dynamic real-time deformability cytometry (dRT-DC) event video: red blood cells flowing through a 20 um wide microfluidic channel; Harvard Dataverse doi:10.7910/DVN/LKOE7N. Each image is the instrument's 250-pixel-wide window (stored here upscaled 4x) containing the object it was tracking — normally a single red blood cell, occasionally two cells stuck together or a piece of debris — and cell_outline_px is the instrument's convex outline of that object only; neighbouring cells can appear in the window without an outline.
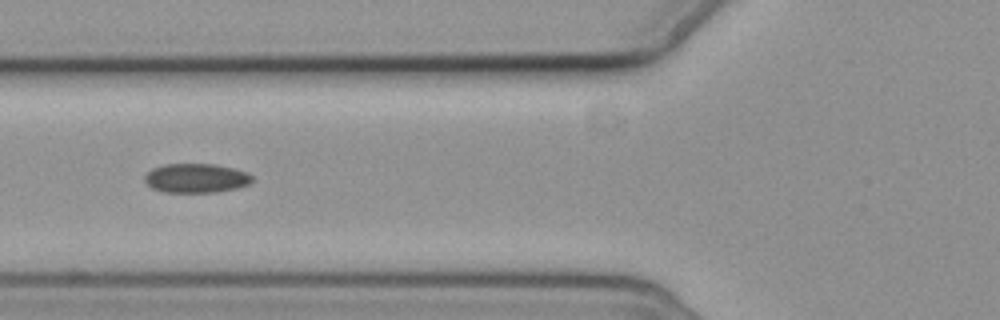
{"species": "common noctule bat (a hibernating species)", "species_latin": "Nyctalus noctula", "temperature_condition": "cold", "stored_images_in_passage": 6, "camera_frame_rate_fps": 3000, "um_per_image_px": 0.085, "animal": {"sex": "female", "body_mass_g": 19.3, "forearm_length_mm": 54.1}, "frame": {"image": 1, "passage_image": 5, "time_ms": 4.333, "image_size_px": [1000, 320], "cell_outline_px": [[252, 180], [248, 184], [236, 188], [216, 192], [164, 192], [152, 188], [144, 180], [144, 176], [152, 168], [164, 164], [212, 164], [232, 168], [248, 172], [252, 176]], "centroid_in_image_um": [16.65, 15.14], "position_along_channel_um": 109.2, "area_um2": 18.21}}
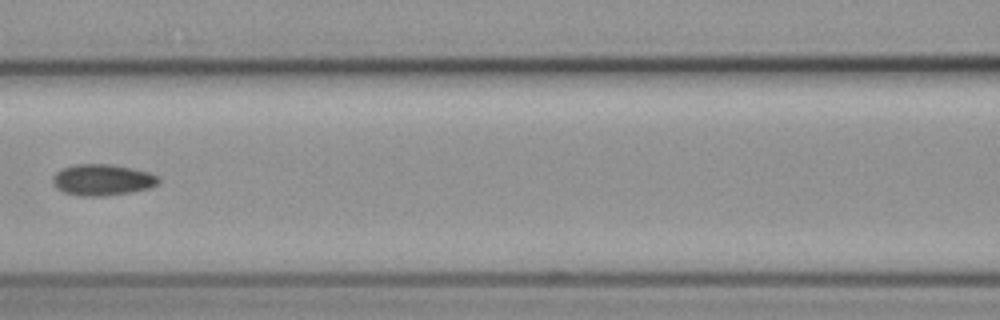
{"frame": {"image": 2, "passage_image": 6, "time_ms": 5.667, "image_size_px": [1000, 320], "cell_outline_px": [[160, 184], [152, 188], [132, 192], [104, 196], [80, 196], [64, 192], [56, 188], [52, 180], [52, 176], [56, 172], [64, 168], [76, 164], [112, 164], [132, 168], [148, 172], [160, 176]], "centroid_in_image_um": [8.75, 15.29], "position_along_channel_um": 157.8, "area_um2": 19.54}}